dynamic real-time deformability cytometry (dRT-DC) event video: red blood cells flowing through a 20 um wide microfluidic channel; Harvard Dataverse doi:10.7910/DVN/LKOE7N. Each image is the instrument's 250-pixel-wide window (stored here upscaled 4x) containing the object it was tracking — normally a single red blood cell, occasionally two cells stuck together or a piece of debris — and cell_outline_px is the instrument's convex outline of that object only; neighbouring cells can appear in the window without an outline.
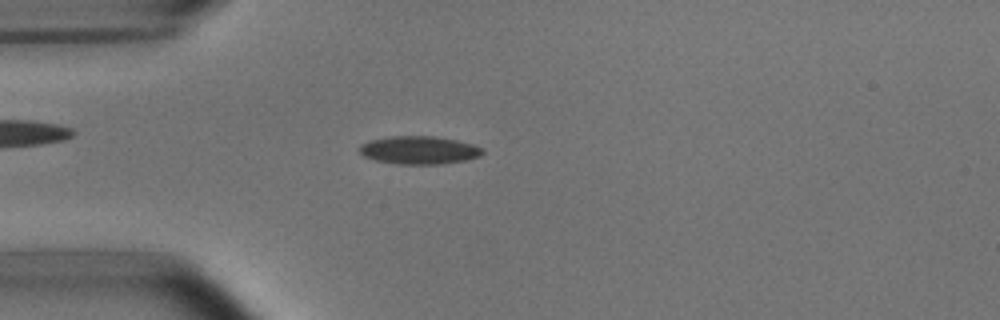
{"species": "common noctule bat (a hibernating species)", "species_latin": "Nyctalus noctula", "temperature_condition": "room temperature", "stored_images_in_passage": 26, "camera_frame_rate_fps": 3000, "um_per_image_px": 0.085, "animal": {"sex": "male", "body_mass_g": 15.6}, "frame": {"image": 1, "passage_image": 4, "time_ms": 1.0, "image_size_px": [1000, 320], "cell_outline_px": [[484, 152], [480, 156], [464, 160], [440, 164], [400, 164], [376, 160], [364, 156], [360, 152], [360, 144], [368, 140], [392, 136], [432, 136], [456, 140], [472, 144], [480, 148]], "centroid_in_image_um": [35.59, 12.75], "position_along_channel_um": 49.4, "area_um2": 19.88}}
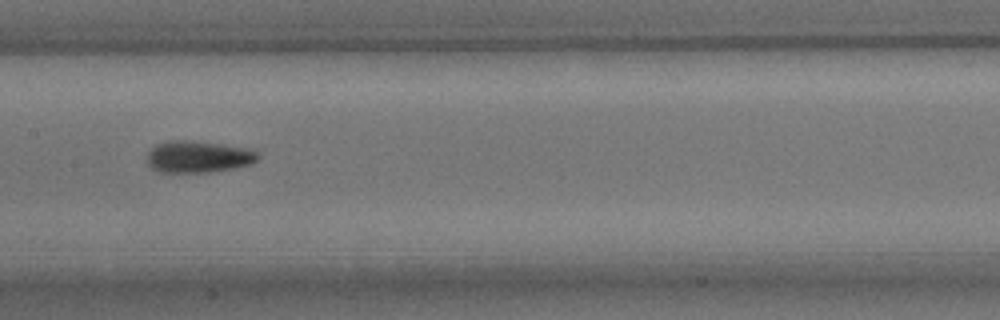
{"frame": {"image": 2, "passage_image": 16, "time_ms": 5.0, "image_size_px": [1000, 320], "cell_outline_px": [[260, 160], [252, 164], [232, 168], [208, 172], [160, 172], [152, 168], [148, 164], [148, 152], [156, 144], [168, 140], [184, 140], [248, 148], [256, 152], [260, 156]], "centroid_in_image_um": [16.86, 13.33], "position_along_channel_um": 190.5, "area_um2": 20.35}}
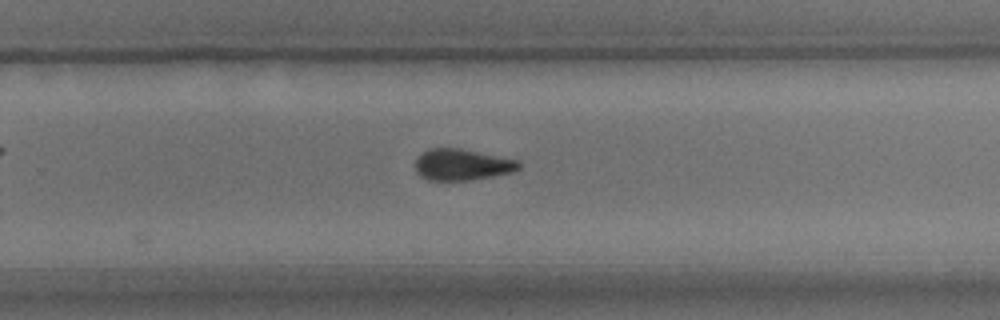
{"frame": {"image": 3, "passage_image": 24, "time_ms": 7.667, "image_size_px": [1000, 320], "cell_outline_px": [[520, 168], [516, 172], [472, 180], [428, 180], [420, 176], [416, 172], [416, 160], [428, 148], [460, 148], [520, 160]], "centroid_in_image_um": [39.33, 14.0], "position_along_channel_um": 290.5, "area_um2": 19.07}}